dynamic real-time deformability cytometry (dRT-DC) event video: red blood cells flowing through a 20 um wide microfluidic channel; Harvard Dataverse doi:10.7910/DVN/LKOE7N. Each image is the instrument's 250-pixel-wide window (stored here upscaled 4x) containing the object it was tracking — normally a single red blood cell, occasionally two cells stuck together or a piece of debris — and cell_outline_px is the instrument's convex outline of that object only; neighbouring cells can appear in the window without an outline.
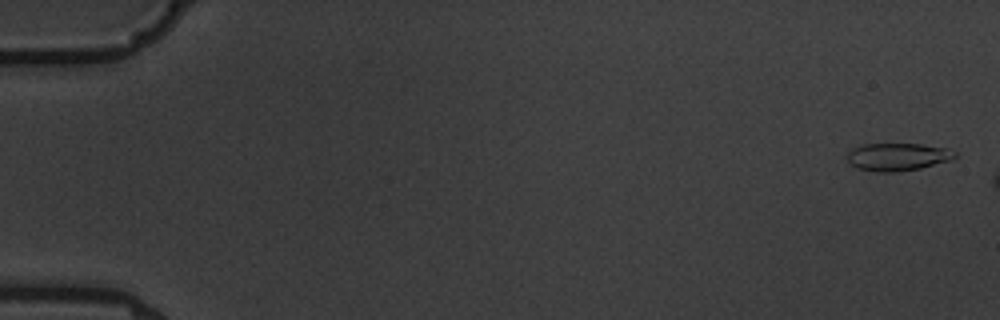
{"species": "common noctule bat (a hibernating species)", "species_latin": "Nyctalus noctula", "temperature_condition": "warm", "stored_images_in_passage": 3, "camera_frame_rate_fps": 3000, "um_per_image_px": 0.085, "animal": {"sex": "male", "body_mass_g": 19.5, "forearm_length_mm": 54.6}, "frame": {"image": 1, "passage_image": 1, "time_ms": 0.0, "image_size_px": [1000, 320], "cell_outline_px": [[956, 156], [952, 160], [920, 168], [896, 172], [876, 172], [856, 168], [848, 164], [848, 152], [852, 148], [864, 144], [920, 144], [948, 148], [956, 152]], "centroid_in_image_um": [76.29, 13.34], "position_along_channel_um": 8.7, "area_um2": 17.51}}